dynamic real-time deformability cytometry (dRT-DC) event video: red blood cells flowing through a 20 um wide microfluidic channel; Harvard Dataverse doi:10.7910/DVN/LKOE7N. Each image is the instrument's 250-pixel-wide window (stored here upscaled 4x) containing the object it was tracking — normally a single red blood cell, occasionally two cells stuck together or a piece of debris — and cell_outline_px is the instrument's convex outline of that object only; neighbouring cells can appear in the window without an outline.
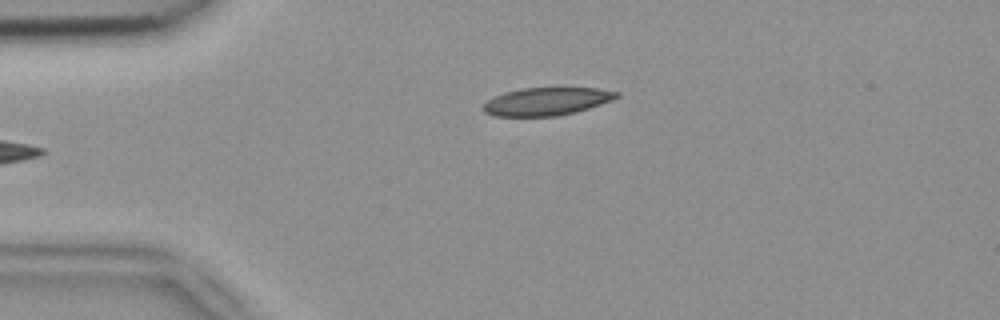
{"species": "common noctule bat (a hibernating species)", "species_latin": "Nyctalus noctula", "temperature_condition": "room temperature", "stored_images_in_passage": 4, "camera_frame_rate_fps": 3000, "um_per_image_px": 0.085, "animal": {"sex": "female", "body_mass_g": 18.4}, "frame": {"image": 1, "passage_image": 4, "time_ms": 1.0, "image_size_px": [1000, 320], "cell_outline_px": [[620, 96], [612, 100], [576, 112], [556, 116], [492, 116], [484, 112], [480, 108], [480, 104], [504, 92], [520, 88], [600, 88], [620, 92]], "centroid_in_image_um": [46.43, 8.62], "position_along_channel_um": 38.6, "area_um2": 21.85}}